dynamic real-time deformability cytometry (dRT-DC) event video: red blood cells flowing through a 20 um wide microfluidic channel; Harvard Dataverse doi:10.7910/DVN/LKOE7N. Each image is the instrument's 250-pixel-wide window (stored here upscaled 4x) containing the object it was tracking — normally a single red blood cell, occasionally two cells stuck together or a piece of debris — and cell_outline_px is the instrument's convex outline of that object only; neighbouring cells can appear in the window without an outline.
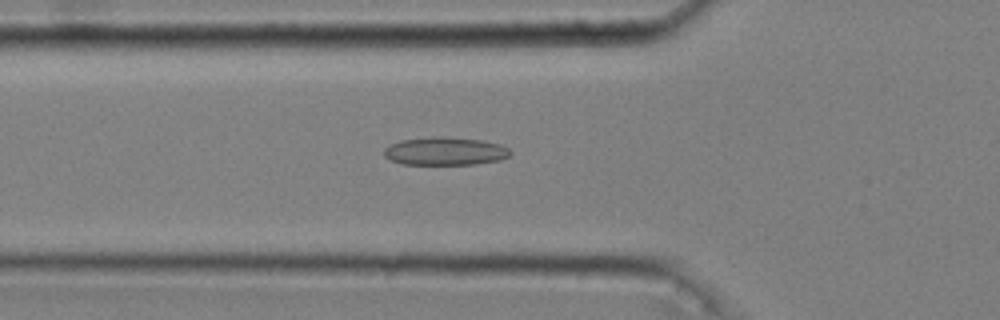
{"species": "common noctule bat (a hibernating species)", "species_latin": "Nyctalus noctula", "temperature_condition": "cold", "stored_images_in_passage": 52, "camera_frame_rate_fps": 3000, "um_per_image_px": 0.085, "animal": {"sex": "male", "body_mass_g": 20.4}, "frame": {"image": 1, "passage_image": 19, "time_ms": 6.0, "image_size_px": [1000, 320], "cell_outline_px": [[512, 152], [508, 156], [500, 160], [476, 164], [400, 164], [384, 156], [384, 148], [400, 140], [432, 136], [440, 136], [480, 140], [500, 144], [508, 148]], "centroid_in_image_um": [37.83, 12.85], "position_along_channel_um": 88.0, "area_um2": 20.63}}
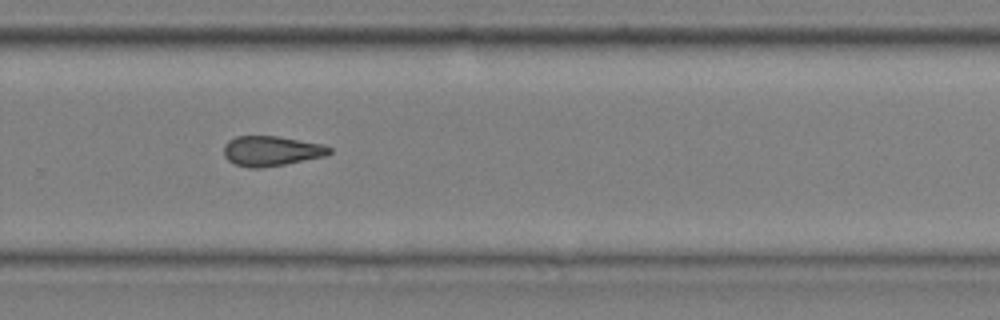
{"frame": {"image": 2, "passage_image": 37, "time_ms": 12.0, "image_size_px": [1000, 320], "cell_outline_px": [[332, 152], [324, 156], [284, 164], [260, 168], [248, 168], [236, 164], [228, 160], [224, 156], [224, 144], [228, 140], [236, 136], [276, 136], [324, 144], [332, 148]], "centroid_in_image_um": [23.05, 12.82], "position_along_channel_um": 306.8, "area_um2": 18.44}}
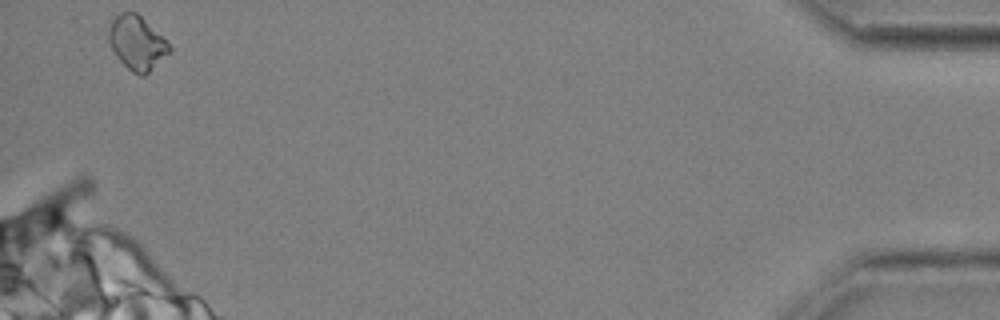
{"frame": {"image": 3, "passage_image": 52, "time_ms": 17.0, "image_size_px": [1000, 320], "cell_outline_px": [[172, 52], [144, 76], [140, 76], [132, 72], [116, 56], [108, 40], [108, 28], [112, 20], [120, 12], [136, 12], [172, 48]], "centroid_in_image_um": [11.62, 3.67], "position_along_channel_um": 423.6, "area_um2": 18.79}, "authors_computed_cell_mechanics": {"area_um2": 18.8717, "velocity_mm_per_s": 3.6422, "shape_relaxation_time_tau1_ms": null, "shape_relaxation_time_tau2_ms": 4.734, "deformation_change_tau1": null, "deformation_change_tau2": 0.1229}}